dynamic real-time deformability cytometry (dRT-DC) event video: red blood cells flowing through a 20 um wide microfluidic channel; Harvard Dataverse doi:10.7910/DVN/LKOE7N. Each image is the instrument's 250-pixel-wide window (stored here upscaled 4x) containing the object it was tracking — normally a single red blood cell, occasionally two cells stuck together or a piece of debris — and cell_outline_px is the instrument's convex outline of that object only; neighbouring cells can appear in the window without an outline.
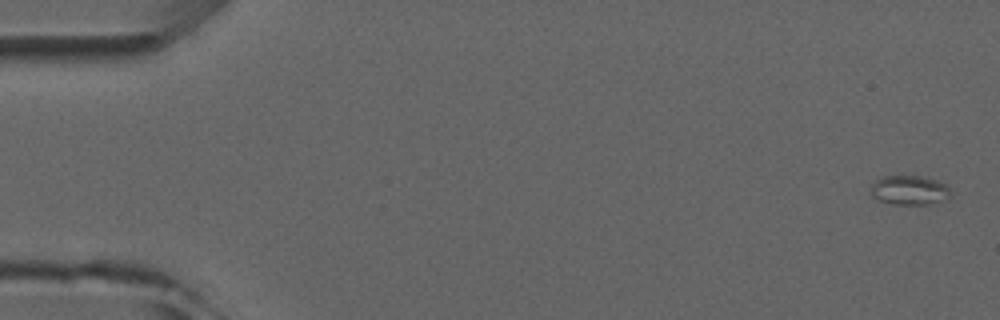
{"species": "common noctule bat (a hibernating species)", "species_latin": "Nyctalus noctula", "temperature_condition": "room temperature", "stored_images_in_passage": 4, "camera_frame_rate_fps": 3000, "um_per_image_px": 0.085, "animal": {"sex": "male", "forearm_length_mm": 52.5}, "frame": {"image": 1, "passage_image": 1, "time_ms": 0.0, "image_size_px": [1000, 320], "cell_outline_px": [[948, 200], [928, 204], [896, 204], [880, 200], [872, 196], [872, 184], [880, 176], [920, 176], [936, 180], [944, 184], [948, 188]], "centroid_in_image_um": [77.29, 16.16], "position_along_channel_um": 7.7, "area_um2": 13.41}}